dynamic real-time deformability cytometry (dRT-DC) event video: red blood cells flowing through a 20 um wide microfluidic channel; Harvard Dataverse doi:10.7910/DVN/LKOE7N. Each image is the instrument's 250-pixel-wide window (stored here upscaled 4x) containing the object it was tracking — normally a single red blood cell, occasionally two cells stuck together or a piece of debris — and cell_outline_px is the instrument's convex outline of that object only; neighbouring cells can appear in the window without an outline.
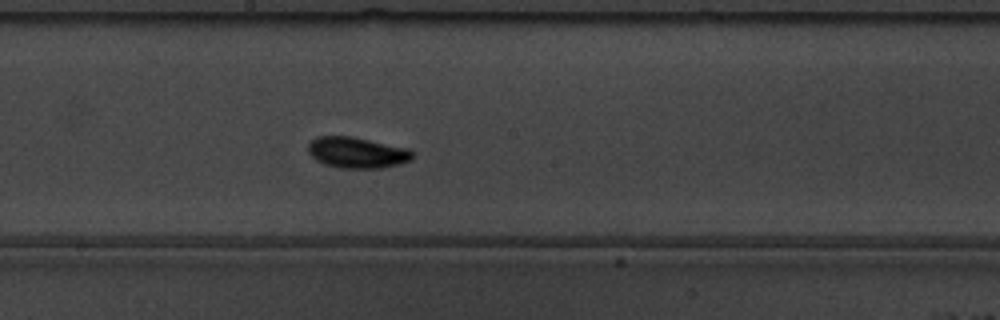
{"species": "common noctule bat (a hibernating species)", "species_latin": "Nyctalus noctula", "temperature_condition": "warm", "stored_images_in_passage": 47, "camera_frame_rate_fps": 3000, "um_per_image_px": 0.085, "animal": {"sex": "male", "body_mass_g": 19.5, "forearm_length_mm": 54.6}, "frame": {"image": 1, "passage_image": 21, "time_ms": 6.667, "image_size_px": [1000, 320], "cell_outline_px": [[412, 160], [400, 164], [380, 168], [340, 168], [324, 164], [316, 160], [308, 152], [308, 144], [316, 136], [352, 136], [408, 148], [412, 152]], "centroid_in_image_um": [30.33, 12.97], "position_along_channel_um": 217.9, "area_um2": 18.9}}
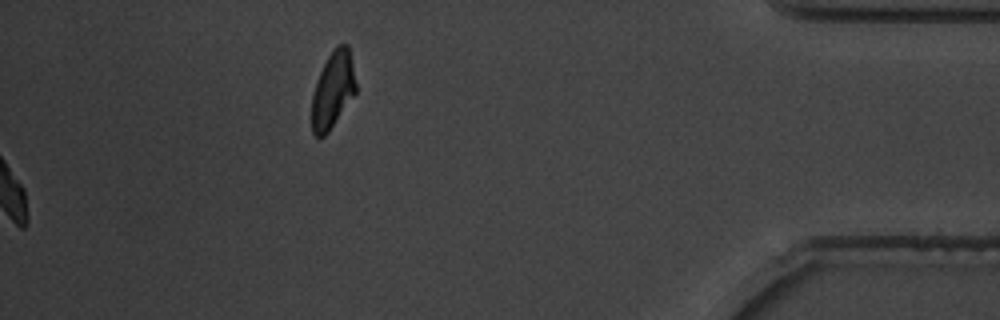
{"frame": {"image": 2, "passage_image": 47, "time_ms": 15.333, "image_size_px": [1000, 320], "cell_outline_px": [[356, 92], [328, 132], [324, 136], [316, 136], [312, 132], [312, 96], [320, 72], [328, 56], [336, 44], [348, 44], [356, 84]], "centroid_in_image_um": [28.29, 7.63], "position_along_channel_um": 406.9, "area_um2": 19.31}, "authors_computed_cell_mechanics": {"area_um2": 17.1088, "velocity_mm_per_s": 3.6181, "shape_relaxation_time_tau1_ms": 5.1498, "shape_relaxation_time_tau2_ms": 7.7833, "deformation_change_tau1": 0.1973, "deformation_change_tau2": 0.1276}}